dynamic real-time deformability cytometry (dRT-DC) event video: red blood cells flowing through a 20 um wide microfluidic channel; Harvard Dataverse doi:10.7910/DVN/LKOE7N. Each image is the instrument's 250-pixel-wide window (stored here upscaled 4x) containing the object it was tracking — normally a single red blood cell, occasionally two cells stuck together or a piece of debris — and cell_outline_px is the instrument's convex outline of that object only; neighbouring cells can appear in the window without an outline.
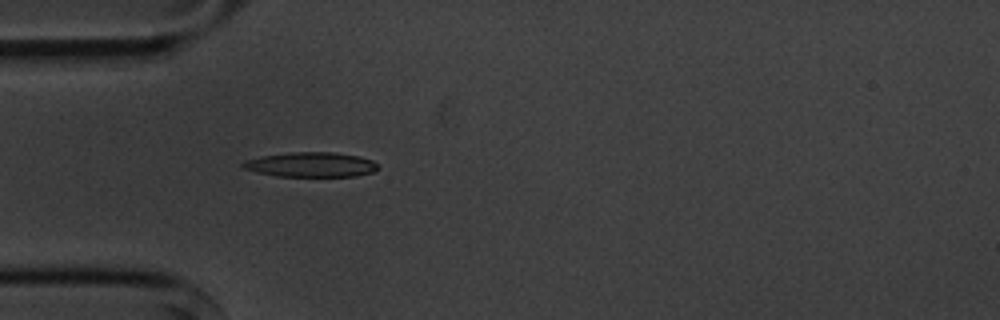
{"species": "common noctule bat (a hibernating species)", "species_latin": "Nyctalus noctula", "temperature_condition": "cold", "stored_images_in_passage": 5, "camera_frame_rate_fps": 3000, "um_per_image_px": 0.085, "animal": {"sex": "male", "body_mass_g": 20.1, "forearm_length_mm": 53.5}, "frame": {"image": 1, "passage_image": 5, "time_ms": 4.667, "image_size_px": [1000, 320], "cell_outline_px": [[376, 168], [372, 172], [356, 176], [276, 176], [256, 172], [240, 168], [240, 164], [244, 160], [260, 156], [288, 152], [336, 152], [360, 156], [372, 160], [376, 164]], "centroid_in_image_um": [26.35, 13.98], "position_along_channel_um": 58.6, "area_um2": 19.65}}